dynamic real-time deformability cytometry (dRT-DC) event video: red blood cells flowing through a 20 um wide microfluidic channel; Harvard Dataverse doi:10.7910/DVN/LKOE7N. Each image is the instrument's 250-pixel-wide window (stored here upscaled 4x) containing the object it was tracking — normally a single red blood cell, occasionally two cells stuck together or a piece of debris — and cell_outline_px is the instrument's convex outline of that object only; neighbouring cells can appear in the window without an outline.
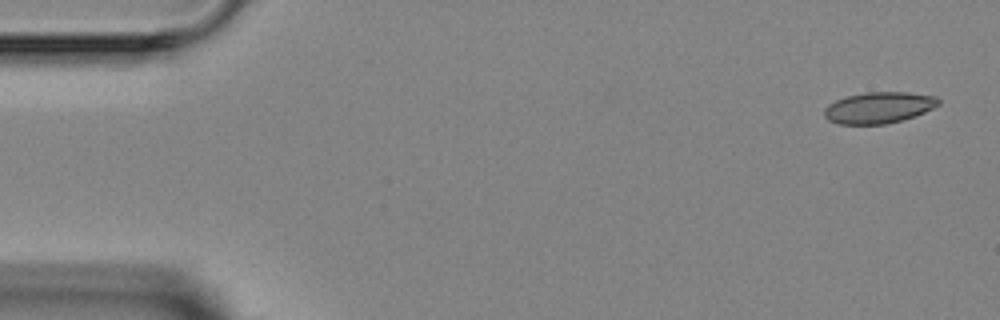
{"species": "Egyptian fruit bat (a non-hibernating species)", "species_latin": "Rousettus aegyptiacus", "temperature_condition": "room temperature", "stored_images_in_passage": 4, "camera_frame_rate_fps": 3000, "um_per_image_px": 0.085, "animal": {"sex": "female"}, "frame": {"image": 1, "passage_image": 1, "time_ms": 0.0, "image_size_px": [1000, 320], "cell_outline_px": [[940, 104], [924, 112], [900, 120], [884, 124], [836, 124], [828, 120], [824, 116], [824, 108], [828, 104], [836, 100], [848, 96], [864, 92], [908, 92], [936, 96], [940, 100]], "centroid_in_image_um": [74.67, 9.14], "position_along_channel_um": 10.3, "area_um2": 20.75}}
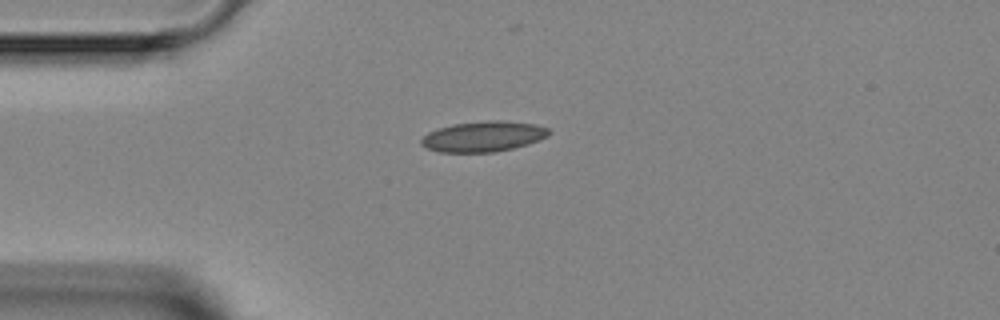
{"frame": {"image": 2, "passage_image": 4, "time_ms": 3.333, "image_size_px": [1000, 320], "cell_outline_px": [[552, 132], [548, 136], [540, 140], [528, 144], [512, 148], [492, 152], [440, 152], [428, 148], [420, 144], [420, 140], [428, 132], [452, 124], [488, 120], [500, 120], [536, 124], [548, 128]], "centroid_in_image_um": [41.11, 11.59], "position_along_channel_um": 43.9, "area_um2": 22.66}}